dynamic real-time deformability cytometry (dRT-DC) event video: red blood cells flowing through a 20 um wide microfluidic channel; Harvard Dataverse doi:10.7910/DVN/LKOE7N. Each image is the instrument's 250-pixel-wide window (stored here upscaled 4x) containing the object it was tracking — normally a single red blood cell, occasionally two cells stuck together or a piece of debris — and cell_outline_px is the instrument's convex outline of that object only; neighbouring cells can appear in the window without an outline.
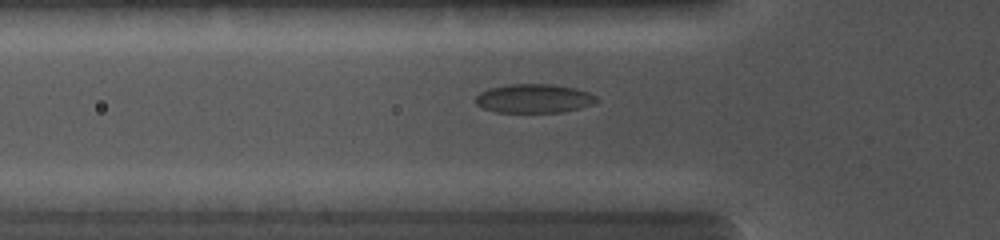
{"species": "common noctule bat (a hibernating species)", "species_latin": "Nyctalus noctula", "temperature_condition": "cold", "stored_images_in_passage": 26, "camera_frame_rate_fps": 5000, "um_per_image_px": 0.085, "animal": {"sex": "female", "body_mass_g": 19.0, "forearm_length_mm": 56.7}, "frame": {"image": 1, "passage_image": 2, "time_ms": 0.4, "image_size_px": [1000, 240], "cell_outline_px": [[600, 100], [592, 104], [580, 108], [564, 112], [496, 112], [484, 108], [476, 104], [476, 96], [480, 92], [488, 88], [508, 84], [552, 84], [572, 88], [588, 92], [596, 96]], "centroid_in_image_um": [45.38, 8.37], "position_along_channel_um": 80.4, "area_um2": 20.35}}
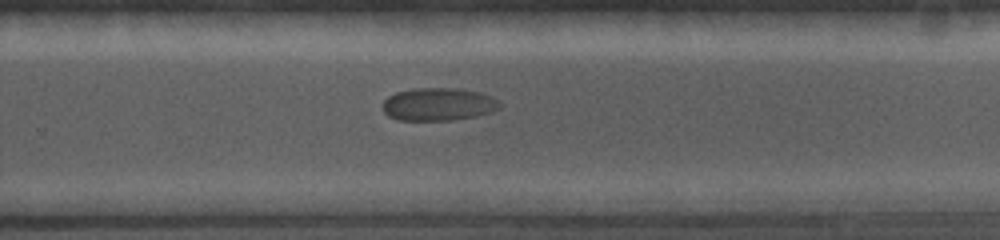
{"frame": {"image": 2, "passage_image": 15, "time_ms": 5.4, "image_size_px": [1000, 240], "cell_outline_px": [[500, 108], [476, 116], [452, 120], [396, 120], [388, 116], [384, 112], [384, 100], [388, 96], [396, 92], [416, 88], [452, 88], [480, 92], [492, 96], [500, 104]], "centroid_in_image_um": [37.24, 8.86], "position_along_channel_um": 292.6, "area_um2": 22.25}}
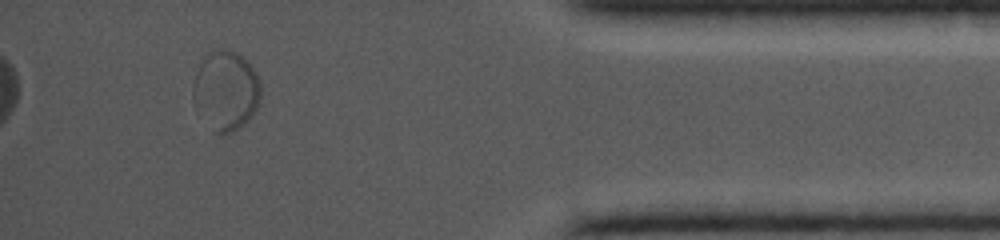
{"frame": {"image": 3, "passage_image": 24, "time_ms": 9.0, "image_size_px": [1000, 240], "cell_outline_px": [[260, 100], [252, 116], [244, 124], [232, 132], [216, 132], [192, 100], [192, 88], [196, 72], [204, 56], [208, 52], [216, 48], [228, 48], [244, 56], [248, 60], [256, 72], [260, 80]], "centroid_in_image_um": [19.22, 7.61], "position_along_channel_um": 416.0, "area_um2": 31.33}}